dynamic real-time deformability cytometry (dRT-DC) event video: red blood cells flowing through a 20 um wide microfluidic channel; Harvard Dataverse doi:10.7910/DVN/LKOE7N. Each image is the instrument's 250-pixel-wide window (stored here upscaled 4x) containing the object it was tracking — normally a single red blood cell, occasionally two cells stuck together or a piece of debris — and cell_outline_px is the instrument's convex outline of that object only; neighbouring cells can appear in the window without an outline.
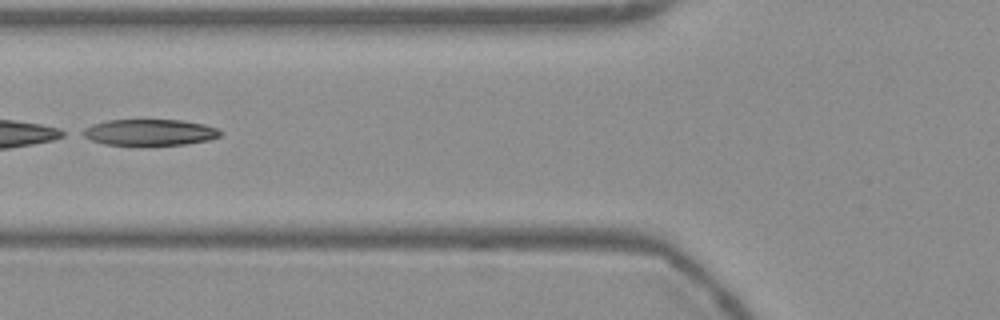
{"species": "Egyptian fruit bat (a non-hibernating species)", "species_latin": "Rousettus aegyptiacus", "temperature_condition": "warm", "stored_images_in_passage": 24, "camera_frame_rate_fps": 3000, "um_per_image_px": 0.085, "frame": {"image": 1, "passage_image": 20, "time_ms": 6.333, "image_size_px": [1000, 320], "cell_outline_px": [[220, 136], [208, 140], [184, 144], [144, 148], [104, 144], [92, 140], [76, 132], [92, 124], [108, 120], [184, 120], [204, 124], [216, 128], [220, 132]], "centroid_in_image_um": [12.65, 11.29], "position_along_channel_um": 113.2, "area_um2": 21.91}}